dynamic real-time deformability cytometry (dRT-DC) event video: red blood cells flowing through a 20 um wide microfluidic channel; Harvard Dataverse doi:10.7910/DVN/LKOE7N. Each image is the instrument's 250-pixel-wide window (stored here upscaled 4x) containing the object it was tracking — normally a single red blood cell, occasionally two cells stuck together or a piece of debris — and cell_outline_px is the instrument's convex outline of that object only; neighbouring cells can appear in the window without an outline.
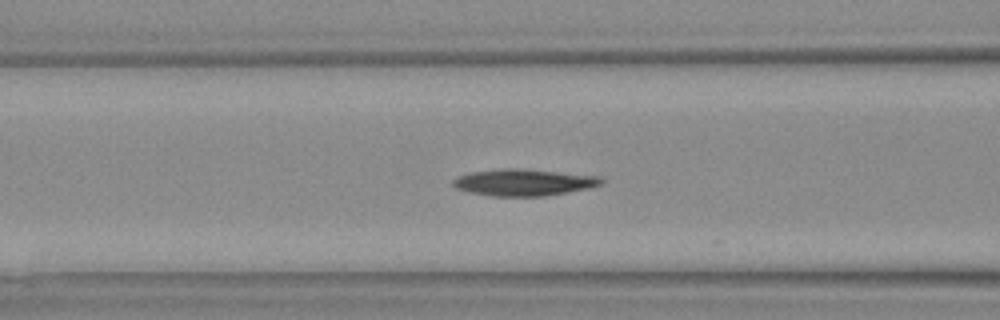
{"species": "Egyptian fruit bat (a non-hibernating species)", "species_latin": "Rousettus aegyptiacus", "temperature_condition": "warm", "stored_images_in_passage": 24, "camera_frame_rate_fps": 3000, "um_per_image_px": 0.085, "animal": {"sex": "female"}, "frame": {"image": 1, "passage_image": 14, "time_ms": 4.333, "image_size_px": [1000, 320], "cell_outline_px": [[604, 180], [600, 184], [588, 188], [540, 196], [492, 196], [472, 192], [456, 188], [452, 184], [452, 180], [456, 176], [472, 172], [500, 168], [516, 168], [600, 176]], "centroid_in_image_um": [44.47, 15.49], "position_along_channel_um": 122.1, "area_um2": 22.72}}